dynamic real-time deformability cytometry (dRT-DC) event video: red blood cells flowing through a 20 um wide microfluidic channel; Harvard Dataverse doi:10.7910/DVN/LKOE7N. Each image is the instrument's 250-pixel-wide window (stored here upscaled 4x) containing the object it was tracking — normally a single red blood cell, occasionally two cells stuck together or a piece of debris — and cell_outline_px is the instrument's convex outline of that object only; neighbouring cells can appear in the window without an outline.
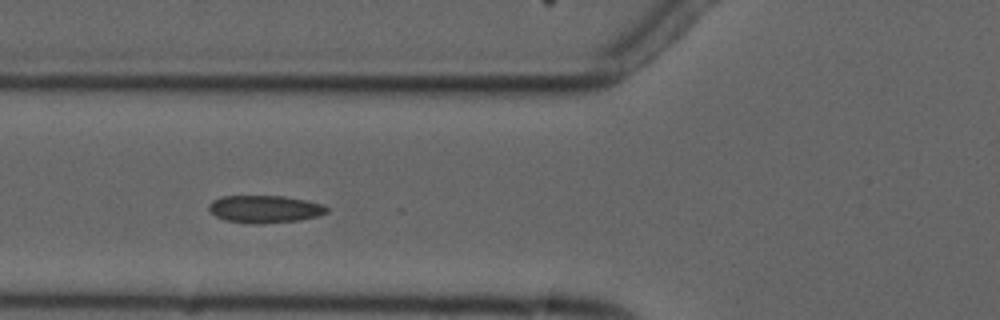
{"species": "common noctule bat (a hibernating species)", "species_latin": "Nyctalus noctula", "temperature_condition": "cold", "stored_images_in_passage": 7, "camera_frame_rate_fps": 3000, "um_per_image_px": 0.085, "animal": {"sex": "male", "forearm_length_mm": 52.5}, "frame": {"image": 1, "passage_image": 3, "time_ms": 2.333, "image_size_px": [1000, 320], "cell_outline_px": [[328, 212], [316, 216], [300, 220], [260, 224], [224, 220], [216, 216], [208, 208], [208, 204], [212, 200], [224, 196], [284, 196], [304, 200], [320, 204], [328, 208]], "centroid_in_image_um": [22.48, 17.77], "position_along_channel_um": 103.3, "area_um2": 18.67}}
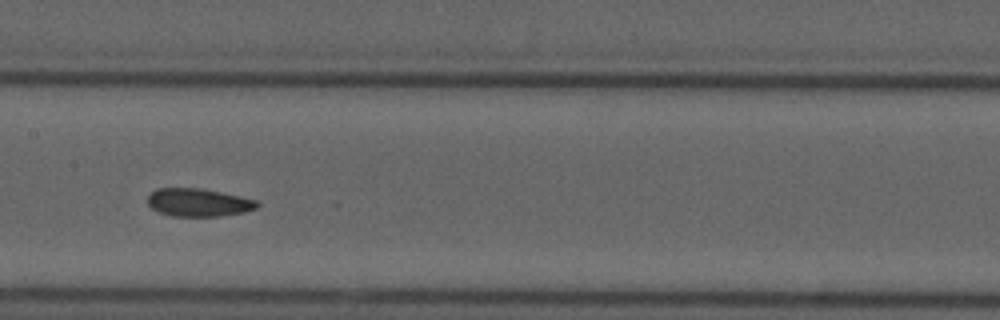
{"frame": {"image": 2, "passage_image": 5, "time_ms": 4.667, "image_size_px": [1000, 320], "cell_outline_px": [[260, 204], [256, 208], [244, 212], [220, 216], [172, 216], [160, 212], [152, 208], [148, 204], [148, 196], [156, 188], [204, 188], [240, 196], [256, 200]], "centroid_in_image_um": [16.88, 17.2], "position_along_channel_um": 190.5, "area_um2": 17.86}}
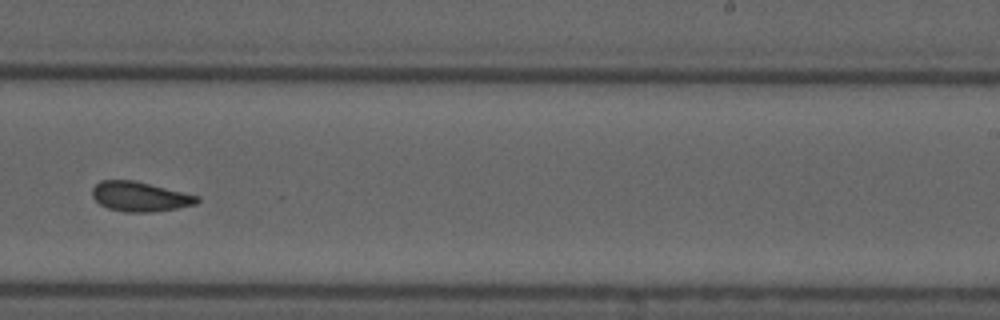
{"frame": {"image": 3, "passage_image": 7, "time_ms": 7.0, "image_size_px": [1000, 320], "cell_outline_px": [[200, 200], [196, 204], [176, 208], [148, 212], [124, 212], [108, 208], [100, 204], [92, 196], [92, 188], [100, 180], [132, 180], [200, 196]], "centroid_in_image_um": [11.88, 16.71], "position_along_channel_um": 277.1, "area_um2": 17.98}}